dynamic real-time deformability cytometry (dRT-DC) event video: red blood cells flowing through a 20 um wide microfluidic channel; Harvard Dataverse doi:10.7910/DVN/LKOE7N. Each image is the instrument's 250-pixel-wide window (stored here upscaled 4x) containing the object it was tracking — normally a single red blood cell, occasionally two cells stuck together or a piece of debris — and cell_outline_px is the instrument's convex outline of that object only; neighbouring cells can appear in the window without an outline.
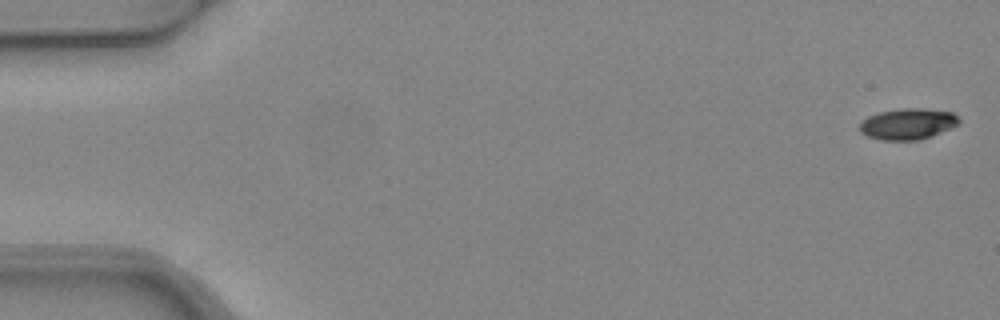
{"species": "common noctule bat (a hibernating species)", "species_latin": "Nyctalus noctula", "temperature_condition": "warm", "stored_images_in_passage": 5, "camera_frame_rate_fps": 3000, "um_per_image_px": 0.085, "animal": {"sex": "female", "body_mass_g": 24.6, "forearm_length_mm": 56.2}, "frame": {"image": 1, "passage_image": 1, "time_ms": 0.0, "image_size_px": [1000, 320], "cell_outline_px": [[960, 124], [952, 128], [932, 136], [920, 140], [880, 140], [868, 136], [860, 132], [860, 120], [868, 116], [880, 112], [904, 108], [920, 108], [952, 112], [960, 120]], "centroid_in_image_um": [77.17, 10.54], "position_along_channel_um": 7.8, "area_um2": 18.09}}
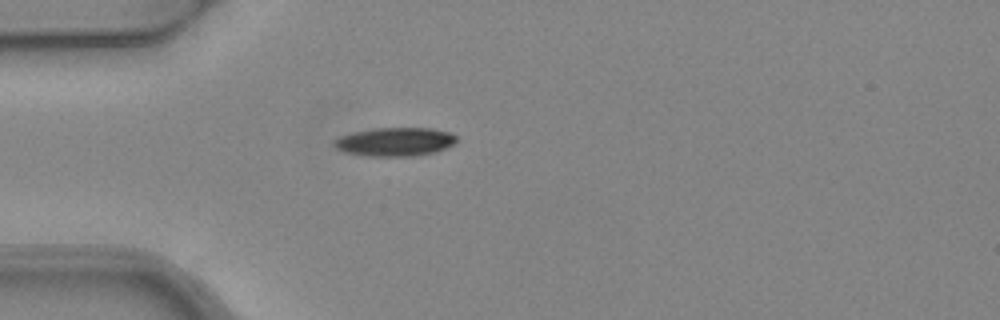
{"frame": {"image": 2, "passage_image": 5, "time_ms": 1.333, "image_size_px": [1000, 320], "cell_outline_px": [[456, 144], [432, 152], [412, 156], [368, 156], [344, 152], [336, 148], [332, 144], [332, 140], [340, 136], [352, 132], [376, 128], [432, 128], [452, 132], [456, 136]], "centroid_in_image_um": [33.55, 12.04], "position_along_channel_um": 51.4, "area_um2": 20.52}}